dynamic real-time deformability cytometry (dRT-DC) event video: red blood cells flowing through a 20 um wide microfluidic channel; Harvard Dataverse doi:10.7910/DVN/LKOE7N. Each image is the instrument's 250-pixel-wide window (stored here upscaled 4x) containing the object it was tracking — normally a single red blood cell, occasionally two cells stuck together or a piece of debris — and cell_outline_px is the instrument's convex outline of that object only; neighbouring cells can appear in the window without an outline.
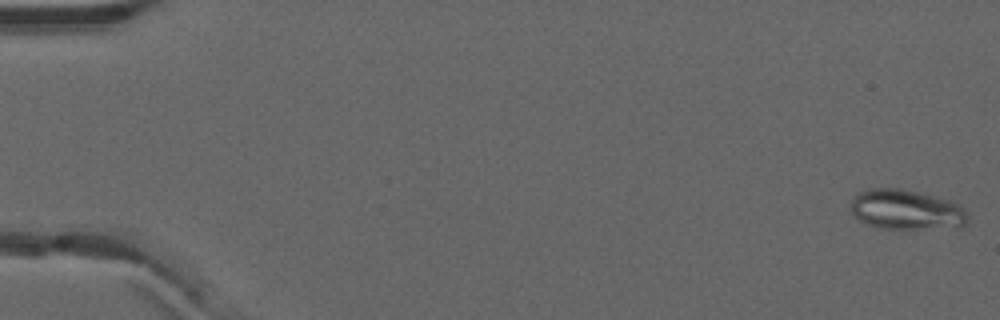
{"species": "common noctule bat (a hibernating species)", "species_latin": "Nyctalus noctula", "temperature_condition": "warm", "stored_images_in_passage": 52, "camera_frame_rate_fps": 3000, "um_per_image_px": 0.085, "animal": {"sex": "male", "forearm_length_mm": 52.5}, "frame": {"image": 1, "passage_image": 1, "time_ms": 0.0, "image_size_px": [1000, 320], "cell_outline_px": [[968, 220], [960, 228], [876, 228], [864, 224], [852, 216], [852, 200], [856, 192], [868, 188], [900, 188], [920, 192], [936, 196], [948, 200], [964, 208], [968, 212]], "centroid_in_image_um": [77.01, 17.82], "position_along_channel_um": 8.0, "area_um2": 27.69}}
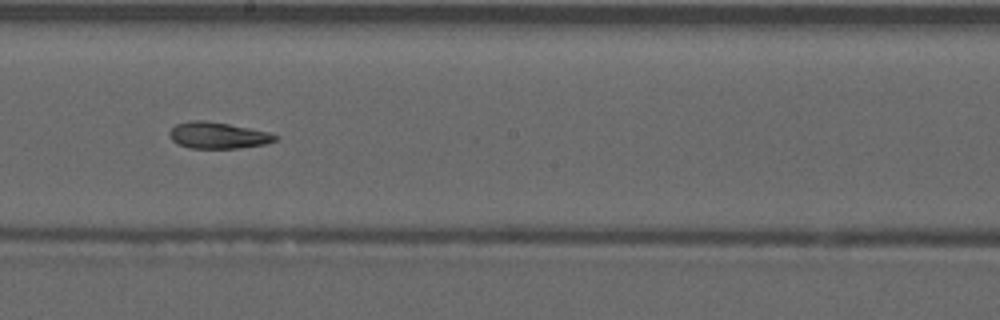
{"frame": {"image": 2, "passage_image": 30, "time_ms": 9.667, "image_size_px": [1000, 320], "cell_outline_px": [[280, 136], [276, 140], [264, 144], [240, 148], [188, 148], [176, 144], [172, 140], [168, 132], [176, 124], [192, 120], [204, 120], [228, 124], [268, 132]], "centroid_in_image_um": [18.49, 11.51], "position_along_channel_um": 229.7, "area_um2": 16.24}}
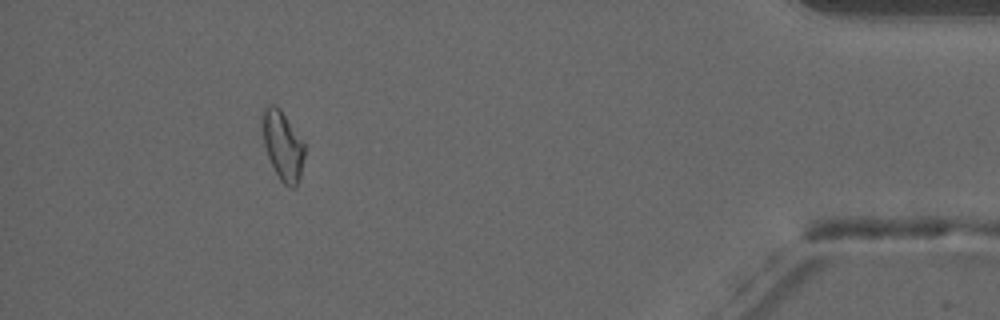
{"frame": {"image": 3, "passage_image": 48, "time_ms": 15.667, "image_size_px": [1000, 320], "cell_outline_px": [[304, 156], [300, 176], [296, 188], [288, 188], [280, 180], [268, 156], [264, 144], [264, 108], [268, 104], [276, 104], [280, 108], [304, 140]], "centroid_in_image_um": [24.08, 12.38], "position_along_channel_um": 411.1, "area_um2": 16.82}, "authors_computed_cell_mechanics": {"area_um2": 17.34, "velocity_mm_per_s": 3.9555, "shape_relaxation_time_tau1_ms": null, "shape_relaxation_time_tau2_ms": 3.1917, "deformation_change_tau1": null, "deformation_change_tau2": 0.109}}